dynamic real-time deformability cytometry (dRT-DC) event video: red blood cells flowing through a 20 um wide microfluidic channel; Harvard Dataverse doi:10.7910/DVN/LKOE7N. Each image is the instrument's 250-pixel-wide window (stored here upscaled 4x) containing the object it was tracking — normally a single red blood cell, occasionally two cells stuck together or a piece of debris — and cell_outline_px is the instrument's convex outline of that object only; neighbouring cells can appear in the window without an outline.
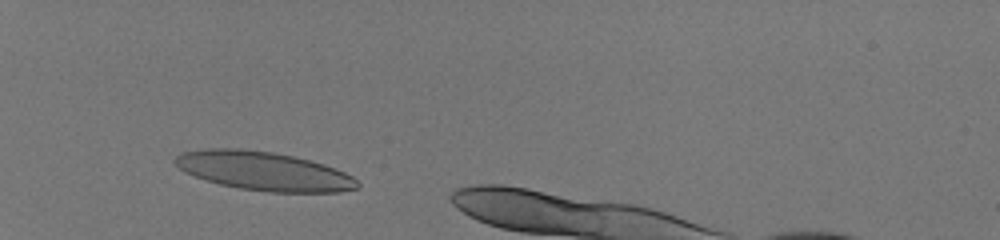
{"species": "human", "species_latin": "Homo sapiens", "temperature_condition": "room temperature", "stored_images_in_passage": 32, "camera_frame_rate_fps": 3000, "um_per_image_px": 0.085, "donor": {"sex": "male"}, "frame": {"image": 1, "passage_image": 4, "time_ms": 1.0, "image_size_px": [1000, 240], "cell_outline_px": [[360, 188], [340, 192], [268, 192], [240, 188], [220, 184], [184, 172], [176, 164], [176, 156], [184, 152], [204, 148], [240, 148], [272, 152], [292, 156], [324, 164], [344, 172], [352, 176], [360, 184]], "centroid_in_image_um": [22.45, 14.54], "position_along_channel_um": 62.6, "area_um2": 40.92}}
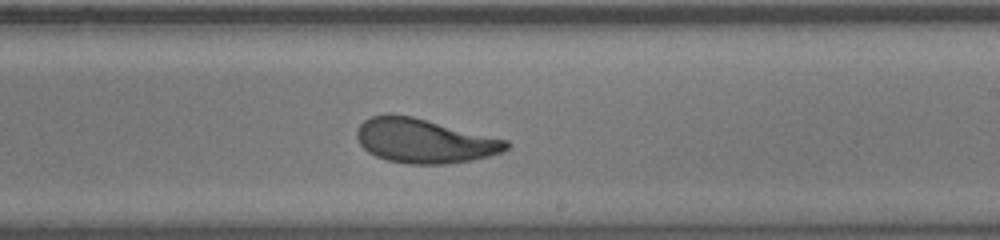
{"frame": {"image": 2, "passage_image": 20, "time_ms": 6.333, "image_size_px": [1000, 240], "cell_outline_px": [[512, 144], [508, 148], [500, 152], [488, 156], [472, 160], [444, 164], [408, 164], [388, 160], [376, 156], [368, 152], [360, 144], [356, 136], [356, 132], [360, 124], [364, 120], [372, 116], [388, 112], [412, 116], [508, 140]], "centroid_in_image_um": [36.04, 11.96], "position_along_channel_um": 253.0, "area_um2": 38.67}}
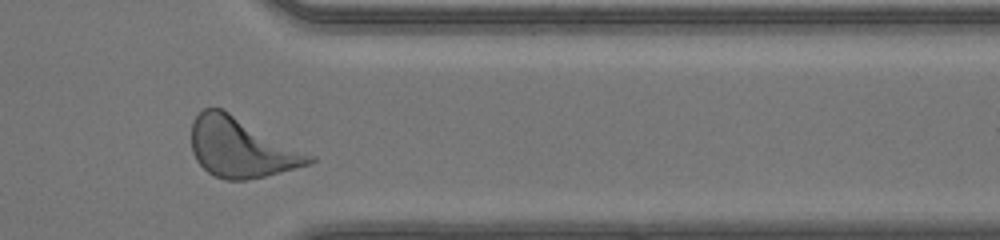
{"frame": {"image": 3, "passage_image": 30, "time_ms": 9.667, "image_size_px": [1000, 240], "cell_outline_px": [[316, 160], [312, 164], [248, 180], [224, 180], [208, 172], [196, 160], [192, 152], [192, 120], [204, 108], [224, 108], [316, 156]], "centroid_in_image_um": [20.54, 12.53], "position_along_channel_um": 390.9, "area_um2": 41.44}, "authors_computed_cell_mechanics": {"area_um2": 38.6682, "velocity_mm_per_s": 4.1466, "shape_relaxation_time_tau1_ms": 2.9064, "shape_relaxation_time_tau2_ms": 1.1149, "deformation_change_tau1": 0.1585, "deformation_change_tau2": 0.0842}}